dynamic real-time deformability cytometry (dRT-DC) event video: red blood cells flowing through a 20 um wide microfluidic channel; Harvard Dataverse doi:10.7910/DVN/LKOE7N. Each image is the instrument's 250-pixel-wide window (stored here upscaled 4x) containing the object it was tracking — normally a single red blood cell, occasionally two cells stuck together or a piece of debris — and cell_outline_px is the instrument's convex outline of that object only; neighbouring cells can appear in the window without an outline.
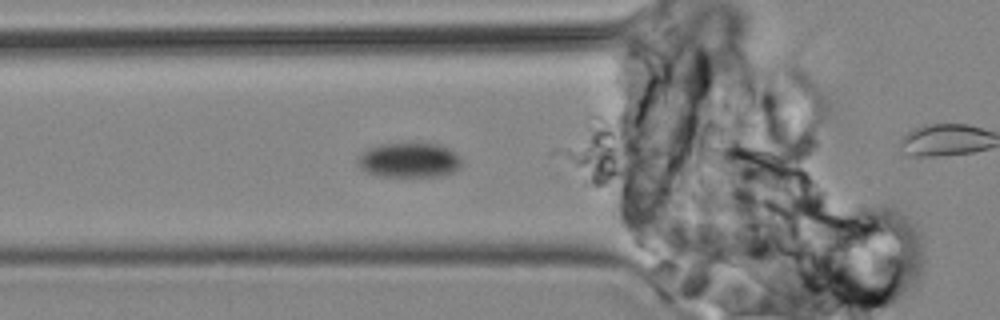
{"species": "common noctule bat (a hibernating species)", "species_latin": "Nyctalus noctula", "temperature_condition": "cold", "stored_images_in_passage": 9, "camera_frame_rate_fps": 3000, "um_per_image_px": 0.085, "animal": {"sex": "male", "body_mass_g": 19.2, "forearm_length_mm": 51.8}, "frame": {"image": 1, "passage_image": 8, "time_ms": 8.0, "image_size_px": [1000, 320], "cell_outline_px": [[460, 168], [452, 172], [440, 176], [376, 176], [360, 168], [356, 160], [360, 152], [368, 148], [380, 144], [440, 144], [452, 148], [460, 156]], "centroid_in_image_um": [34.77, 13.61], "position_along_channel_um": 91.0, "area_um2": 21.21}}